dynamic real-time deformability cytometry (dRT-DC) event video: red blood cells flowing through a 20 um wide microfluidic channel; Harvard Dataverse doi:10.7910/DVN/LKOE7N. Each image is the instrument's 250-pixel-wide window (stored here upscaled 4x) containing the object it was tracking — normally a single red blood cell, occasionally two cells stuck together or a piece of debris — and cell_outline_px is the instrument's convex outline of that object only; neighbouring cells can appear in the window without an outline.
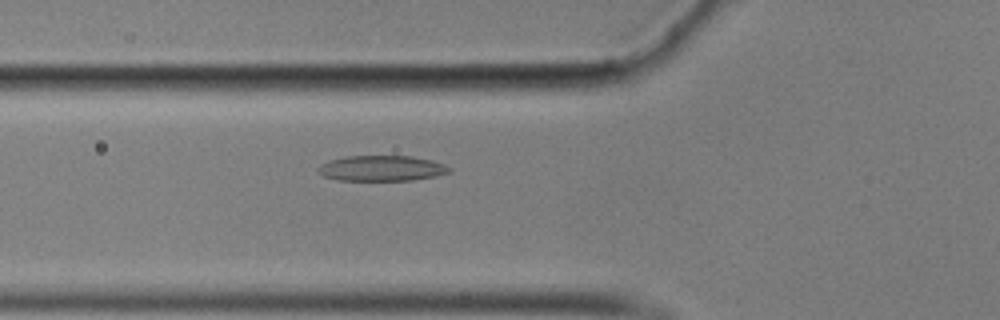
{"species": "common noctule bat (a hibernating species)", "species_latin": "Nyctalus noctula", "temperature_condition": "cold", "stored_images_in_passage": 12, "camera_frame_rate_fps": 3000, "um_per_image_px": 0.085, "animal": {"sex": "male", "body_mass_g": 17.9}, "frame": {"image": 1, "passage_image": 11, "time_ms": 3.333, "image_size_px": [1000, 320], "cell_outline_px": [[452, 172], [436, 176], [412, 180], [336, 180], [324, 176], [316, 168], [320, 164], [328, 160], [348, 156], [412, 156], [432, 160], [444, 164], [452, 168]], "centroid_in_image_um": [32.46, 14.3], "position_along_channel_um": 93.3, "area_um2": 19.59}}